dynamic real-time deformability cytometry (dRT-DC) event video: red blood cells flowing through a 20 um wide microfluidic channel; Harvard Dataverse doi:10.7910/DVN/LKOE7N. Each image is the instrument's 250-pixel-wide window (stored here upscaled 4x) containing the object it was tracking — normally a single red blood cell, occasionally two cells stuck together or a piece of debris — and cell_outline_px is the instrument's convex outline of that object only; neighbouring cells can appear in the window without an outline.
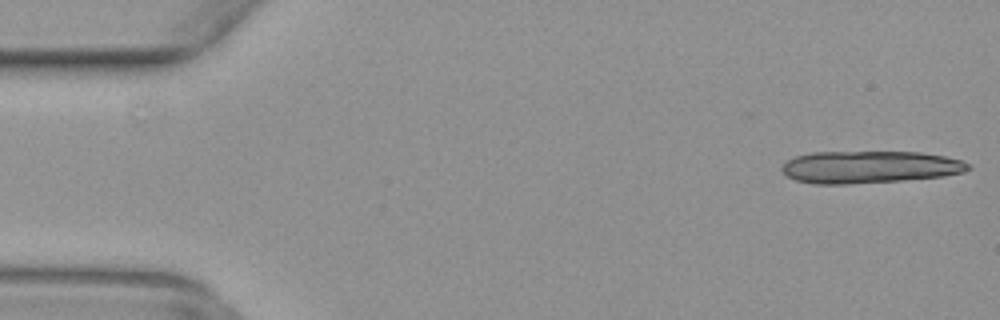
{"species": "common noctule bat (a hibernating species)", "species_latin": "Nyctalus noctula", "temperature_condition": "warm", "stored_images_in_passage": 12, "camera_frame_rate_fps": 3000, "um_per_image_px": 0.085, "animal": {"sex": "female", "body_mass_g": 29.2, "forearm_length_mm": 56.3}, "frame": {"image": 1, "passage_image": 1, "time_ms": 0.0, "image_size_px": [1000, 320], "cell_outline_px": [[972, 168], [964, 172], [944, 176], [900, 180], [848, 184], [812, 184], [796, 180], [788, 176], [780, 168], [788, 160], [796, 156], [812, 152], [920, 152], [944, 156], [960, 160], [968, 164]], "centroid_in_image_um": [73.91, 14.2], "position_along_channel_um": 11.1, "area_um2": 34.91}}